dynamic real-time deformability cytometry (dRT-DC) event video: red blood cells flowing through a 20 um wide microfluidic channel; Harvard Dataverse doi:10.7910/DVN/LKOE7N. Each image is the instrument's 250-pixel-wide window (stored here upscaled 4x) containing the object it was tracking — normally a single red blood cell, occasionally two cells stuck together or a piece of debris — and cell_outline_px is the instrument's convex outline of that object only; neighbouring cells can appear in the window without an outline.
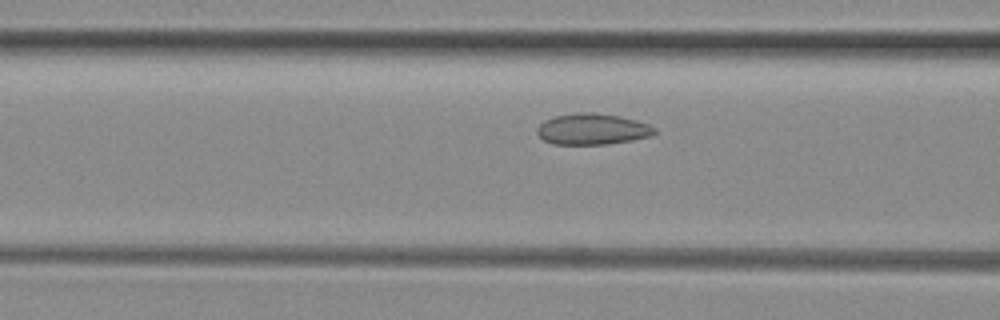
{"species": "common noctule bat (a hibernating species)", "species_latin": "Nyctalus noctula", "temperature_condition": "room temperature", "stored_images_in_passage": 46, "camera_frame_rate_fps": 3000, "um_per_image_px": 0.085, "animal": {"sex": "female", "body_mass_g": 29.2, "forearm_length_mm": 56.3}, "frame": {"image": 1, "passage_image": 18, "time_ms": 5.667, "image_size_px": [1000, 320], "cell_outline_px": [[656, 132], [652, 136], [632, 140], [608, 144], [552, 144], [544, 140], [536, 132], [536, 128], [544, 120], [556, 116], [576, 112], [592, 112], [620, 116], [636, 120], [648, 124], [656, 128]], "centroid_in_image_um": [50.35, 10.97], "position_along_channel_um": 116.2, "area_um2": 21.39}}
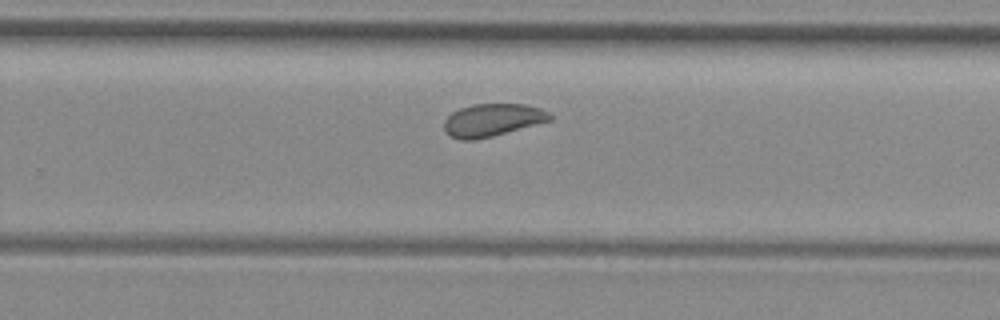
{"frame": {"image": 2, "passage_image": 31, "time_ms": 10.0, "image_size_px": [1000, 320], "cell_outline_px": [[552, 120], [492, 136], [476, 140], [460, 140], [448, 136], [444, 132], [444, 120], [452, 112], [460, 108], [472, 104], [524, 104], [540, 108], [548, 112], [552, 116]], "centroid_in_image_um": [41.81, 10.21], "position_along_channel_um": 288.0, "area_um2": 20.23}}
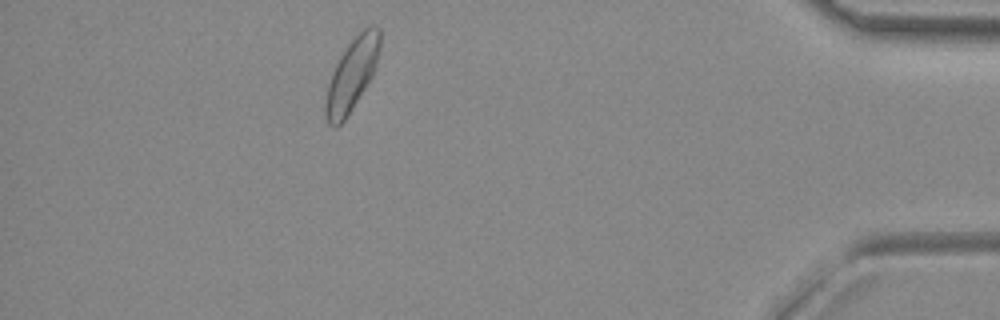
{"frame": {"image": 3, "passage_image": 44, "time_ms": 14.333, "image_size_px": [1000, 320], "cell_outline_px": [[380, 48], [376, 64], [372, 76], [352, 108], [344, 120], [336, 128], [332, 128], [328, 124], [324, 112], [324, 104], [328, 84], [332, 72], [340, 56], [348, 44], [364, 24], [372, 24], [380, 28]], "centroid_in_image_um": [29.91, 6.3], "position_along_channel_um": 405.3, "area_um2": 23.06}, "authors_computed_cell_mechanics": {"area_um2": 21.0103, "velocity_mm_per_s": 3.968, "shape_relaxation_time_tau1_ms": 5.2325, "shape_relaxation_time_tau2_ms": 0.9184, "deformation_change_tau1": 0.0785, "deformation_change_tau2": 0.052}}